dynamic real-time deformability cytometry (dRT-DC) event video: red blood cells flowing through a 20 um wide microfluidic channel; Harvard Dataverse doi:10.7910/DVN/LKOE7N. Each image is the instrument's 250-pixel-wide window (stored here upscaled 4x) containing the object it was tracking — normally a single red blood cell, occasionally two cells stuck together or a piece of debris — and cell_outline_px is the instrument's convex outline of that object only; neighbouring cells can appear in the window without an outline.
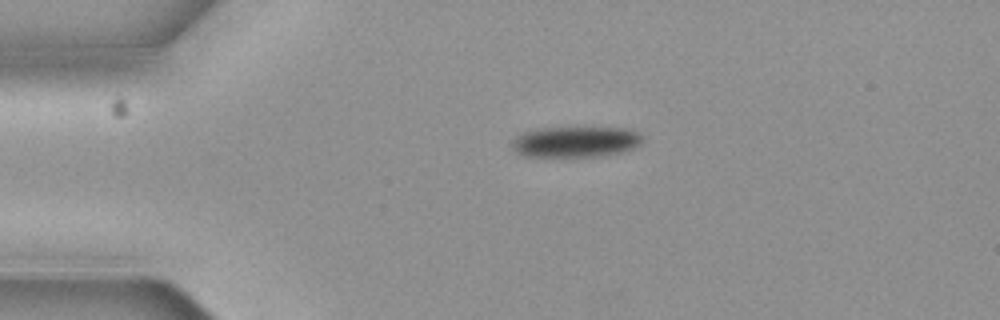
{"species": "common noctule bat (a hibernating species)", "species_latin": "Nyctalus noctula", "temperature_condition": "cold", "stored_images_in_passage": 2, "camera_frame_rate_fps": 3000, "um_per_image_px": 0.085, "animal": {"sex": "female", "body_mass_g": 19.3, "forearm_length_mm": 54.1}, "frame": {"image": 1, "passage_image": 1, "time_ms": 0.0, "image_size_px": [1000, 320], "cell_outline_px": [[640, 144], [632, 148], [620, 152], [596, 156], [524, 156], [516, 152], [512, 148], [512, 140], [516, 136], [524, 132], [536, 128], [628, 128], [640, 132]], "centroid_in_image_um": [48.88, 12.04], "position_along_channel_um": 36.1, "area_um2": 23.18}}